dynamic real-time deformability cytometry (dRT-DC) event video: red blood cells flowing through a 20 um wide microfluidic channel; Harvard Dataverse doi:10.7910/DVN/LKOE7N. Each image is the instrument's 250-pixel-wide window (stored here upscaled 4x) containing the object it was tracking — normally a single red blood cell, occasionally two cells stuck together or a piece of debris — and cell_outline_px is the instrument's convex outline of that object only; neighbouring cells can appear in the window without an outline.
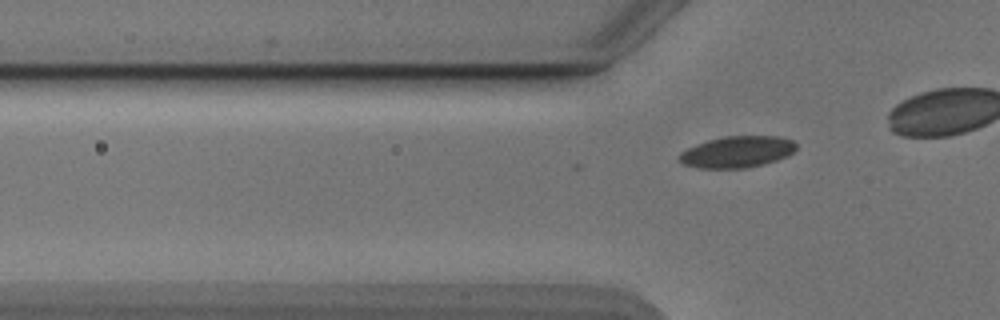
{"species": "Egyptian fruit bat (a non-hibernating species)", "species_latin": "Rousettus aegyptiacus", "temperature_condition": "cold", "stored_images_in_passage": 2, "camera_frame_rate_fps": 3000, "um_per_image_px": 0.085, "animal": {"sex": "male"}, "frame": {"image": 1, "passage_image": 2, "time_ms": 0.333, "image_size_px": [1000, 320], "cell_outline_px": [[796, 148], [788, 156], [764, 164], [744, 168], [700, 168], [684, 164], [680, 160], [680, 152], [696, 144], [708, 140], [728, 136], [776, 136], [792, 140], [796, 144]], "centroid_in_image_um": [62.67, 12.91], "position_along_channel_um": 63.1, "area_um2": 21.21}}